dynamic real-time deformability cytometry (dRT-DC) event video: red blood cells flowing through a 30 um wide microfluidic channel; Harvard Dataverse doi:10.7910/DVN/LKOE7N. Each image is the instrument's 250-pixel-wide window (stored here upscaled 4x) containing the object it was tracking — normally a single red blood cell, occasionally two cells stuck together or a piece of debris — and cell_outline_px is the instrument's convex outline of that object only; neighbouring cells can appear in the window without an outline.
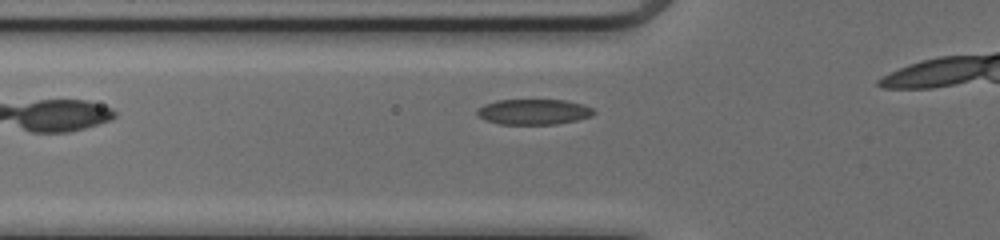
{"species": "common noctule bat (a hibernating species)", "species_latin": "Nyctalus noctula", "temperature_condition": "cold", "stored_images_in_passage": 7, "camera_frame_rate_fps": 3000, "um_per_image_px": 0.085, "animal": {"sex": "female", "body_mass_g": 17.0, "forearm_length_mm": 48.0}, "frame": {"image": 1, "passage_image": 2, "time_ms": 0.333, "image_size_px": [1000, 240], "cell_outline_px": [[596, 112], [592, 116], [576, 120], [556, 124], [500, 124], [484, 120], [476, 112], [476, 108], [484, 104], [496, 100], [564, 100], [584, 104], [592, 108]], "centroid_in_image_um": [45.35, 9.5], "position_along_channel_um": 80.4, "area_um2": 17.4}}
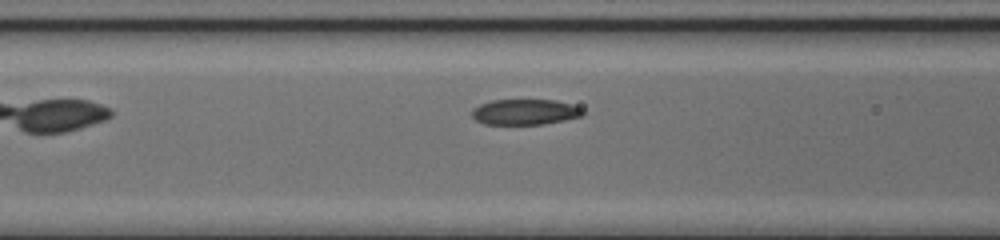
{"frame": {"image": 2, "passage_image": 5, "time_ms": 1.333, "image_size_px": [1000, 240], "cell_outline_px": [[584, 116], [544, 124], [484, 124], [476, 120], [472, 116], [472, 108], [480, 104], [492, 100], [556, 100], [580, 108], [584, 112]], "centroid_in_image_um": [44.6, 9.52], "position_along_channel_um": 122.0, "area_um2": 16.47}}